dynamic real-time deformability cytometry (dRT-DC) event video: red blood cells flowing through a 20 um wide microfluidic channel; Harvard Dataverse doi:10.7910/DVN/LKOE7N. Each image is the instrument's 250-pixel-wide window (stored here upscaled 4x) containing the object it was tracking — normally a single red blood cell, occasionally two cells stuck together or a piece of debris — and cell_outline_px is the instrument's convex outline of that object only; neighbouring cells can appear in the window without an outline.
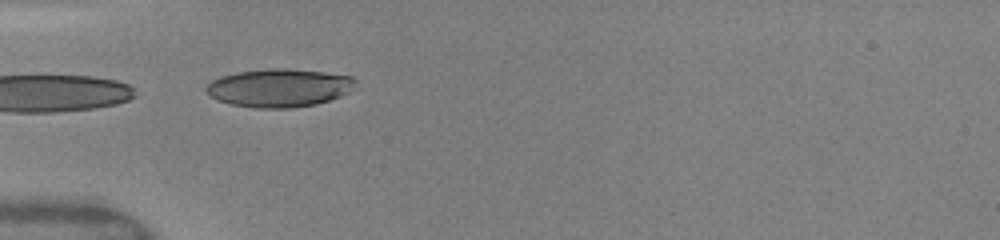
{"species": "human", "species_latin": "Homo sapiens", "temperature_condition": "warm", "stored_images_in_passage": 17, "segment_of_instrument_passage": [2, 2], "camera_frame_rate_fps": 3000, "um_per_image_px": 0.085, "donor": {"sex": "female"}, "frame": {"image": 1, "passage_image": 15, "time_ms": 5.0, "image_size_px": [1000, 240], "cell_outline_px": [[356, 88], [340, 96], [316, 104], [292, 108], [252, 108], [232, 104], [220, 100], [212, 96], [204, 88], [212, 80], [220, 76], [236, 72], [268, 68], [288, 68], [324, 72], [352, 76], [356, 80]], "centroid_in_image_um": [23.76, 7.46], "position_along_channel_um": 61.2, "area_um2": 33.35}}